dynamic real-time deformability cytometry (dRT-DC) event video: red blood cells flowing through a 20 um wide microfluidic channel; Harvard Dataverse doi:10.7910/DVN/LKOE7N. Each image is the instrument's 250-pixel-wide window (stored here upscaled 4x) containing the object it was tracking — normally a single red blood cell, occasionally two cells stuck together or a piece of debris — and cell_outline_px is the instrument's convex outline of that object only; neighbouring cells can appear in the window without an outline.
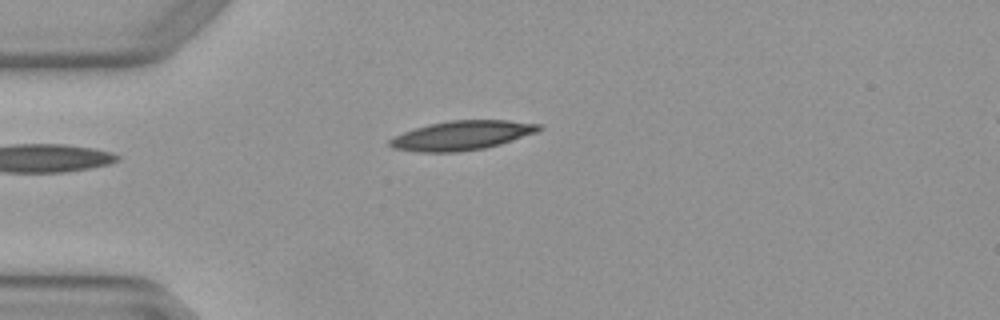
{"species": "Egyptian fruit bat (a non-hibernating species)", "species_latin": "Rousettus aegyptiacus", "temperature_condition": "warm", "stored_images_in_passage": 2, "camera_frame_rate_fps": 3000, "um_per_image_px": 0.085, "animal": {"sex": "female"}, "frame": {"image": 1, "passage_image": 1, "time_ms": 0.0, "image_size_px": [1000, 320], "cell_outline_px": [[544, 128], [536, 132], [500, 144], [484, 148], [460, 152], [416, 152], [392, 148], [388, 144], [388, 140], [404, 132], [428, 124], [452, 120], [508, 120], [540, 124]], "centroid_in_image_um": [39.25, 11.51], "position_along_channel_um": 45.8, "area_um2": 25.37}}